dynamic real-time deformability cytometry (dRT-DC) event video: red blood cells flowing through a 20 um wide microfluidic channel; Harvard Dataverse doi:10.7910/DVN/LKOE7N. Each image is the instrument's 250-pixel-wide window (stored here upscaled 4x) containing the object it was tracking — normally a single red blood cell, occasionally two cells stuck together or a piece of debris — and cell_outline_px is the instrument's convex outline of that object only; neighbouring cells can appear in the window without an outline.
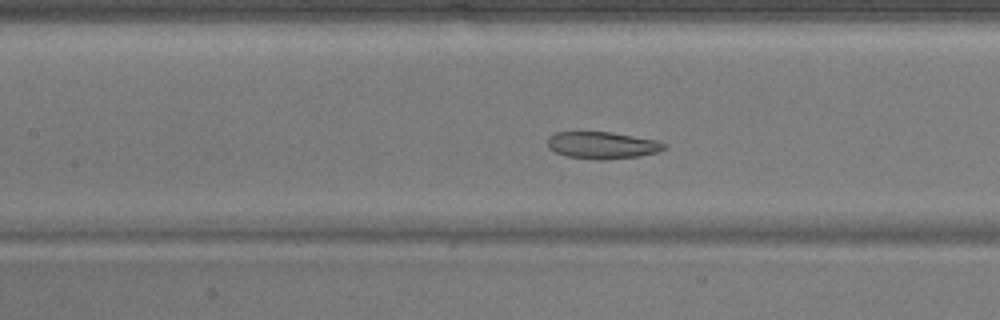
{"species": "common noctule bat (a hibernating species)", "species_latin": "Nyctalus noctula", "temperature_condition": "warm", "stored_images_in_passage": 53, "camera_frame_rate_fps": 3000, "um_per_image_px": 0.085, "animal": {"sex": "male", "body_mass_g": 17.9}, "frame": {"image": 1, "passage_image": 25, "time_ms": 8.0, "image_size_px": [1000, 320], "cell_outline_px": [[668, 148], [656, 152], [640, 156], [604, 160], [592, 160], [564, 156], [548, 148], [548, 136], [556, 132], [612, 132], [656, 140], [668, 144]], "centroid_in_image_um": [51.2, 12.35], "position_along_channel_um": 156.2, "area_um2": 18.61}}
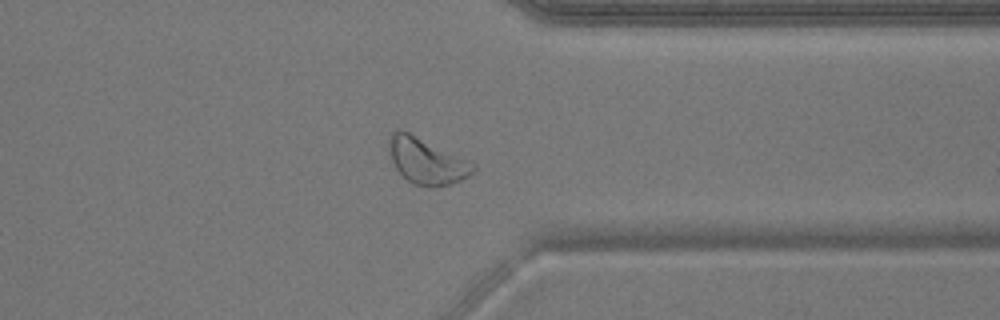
{"frame": {"image": 2, "passage_image": 42, "time_ms": 13.667, "image_size_px": [1000, 320], "cell_outline_px": [[476, 168], [468, 176], [460, 180], [448, 184], [412, 184], [396, 168], [392, 160], [388, 148], [388, 140], [392, 132], [396, 128], [400, 128], [468, 160], [476, 164]], "centroid_in_image_um": [36.22, 13.63], "position_along_channel_um": 375.2, "area_um2": 21.91}}
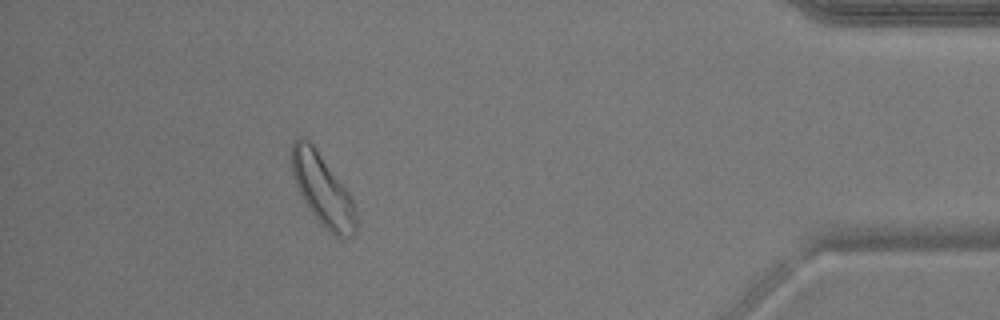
{"frame": {"image": 3, "passage_image": 48, "time_ms": 15.667, "image_size_px": [1000, 320], "cell_outline_px": [[356, 232], [352, 236], [344, 240], [336, 236], [308, 208], [296, 184], [292, 172], [292, 144], [300, 136], [308, 140], [316, 148], [348, 192], [352, 200], [356, 212]], "centroid_in_image_um": [27.44, 16.14], "position_along_channel_um": 407.8, "area_um2": 26.01}}